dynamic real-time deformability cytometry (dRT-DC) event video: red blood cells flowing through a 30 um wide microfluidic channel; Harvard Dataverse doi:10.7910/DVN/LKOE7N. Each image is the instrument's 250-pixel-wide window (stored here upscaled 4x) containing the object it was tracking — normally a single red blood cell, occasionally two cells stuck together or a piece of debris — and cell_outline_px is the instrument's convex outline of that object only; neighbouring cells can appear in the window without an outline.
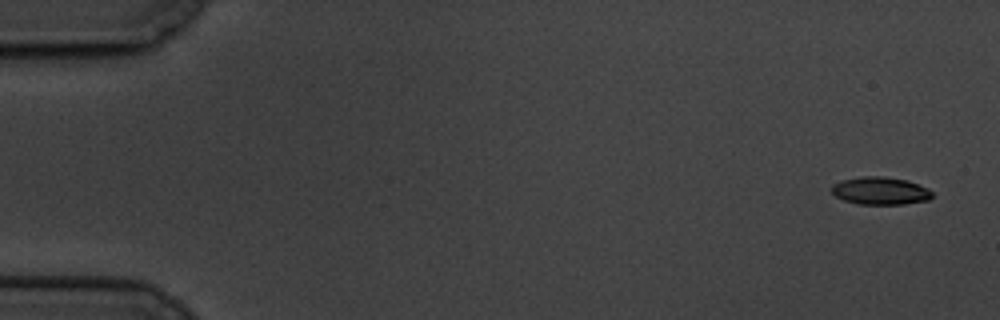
{"species": "common noctule bat (a hibernating species)", "species_latin": "Nyctalus noctula", "temperature_condition": "cold", "stored_images_in_passage": 7, "camera_frame_rate_fps": 3000, "um_per_image_px": 0.085, "animal": {"sex": "male", "body_mass_g": 19.5, "forearm_length_mm": 54.6}, "frame": {"image": 1, "passage_image": 1, "time_ms": 0.0, "image_size_px": [1000, 320], "cell_outline_px": [[932, 196], [928, 200], [904, 204], [856, 204], [844, 200], [836, 196], [832, 192], [832, 184], [840, 180], [860, 176], [884, 176], [908, 180], [928, 188], [932, 192]], "centroid_in_image_um": [74.81, 16.21], "position_along_channel_um": 10.2, "area_um2": 16.36}}
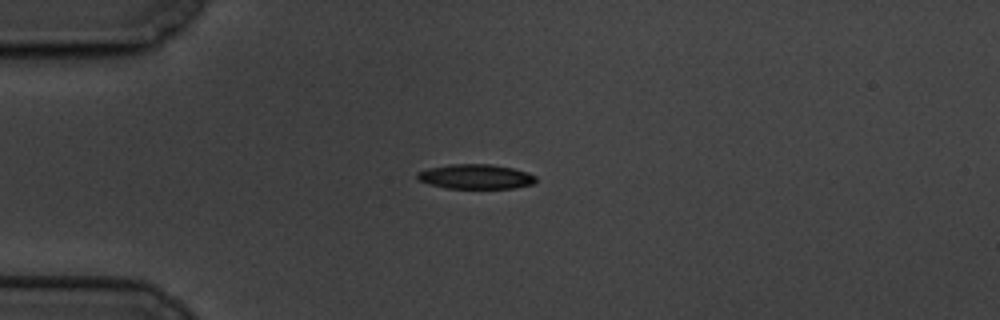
{"frame": {"image": 2, "passage_image": 5, "time_ms": 4.333, "image_size_px": [1000, 320], "cell_outline_px": [[536, 180], [532, 184], [516, 188], [448, 188], [428, 184], [420, 180], [416, 176], [416, 172], [428, 168], [448, 164], [492, 164], [512, 168], [528, 172], [536, 176]], "centroid_in_image_um": [40.43, 15.0], "position_along_channel_um": 44.6, "area_um2": 17.11}}
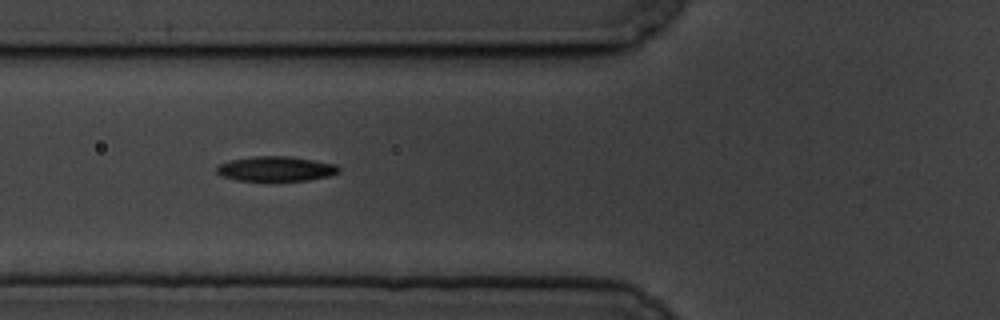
{"frame": {"image": 3, "passage_image": 7, "time_ms": 6.667, "image_size_px": [1000, 320], "cell_outline_px": [[340, 172], [332, 176], [308, 180], [236, 180], [224, 176], [216, 172], [216, 168], [220, 164], [228, 160], [256, 156], [288, 156], [336, 164], [340, 168]], "centroid_in_image_um": [23.48, 14.34], "position_along_channel_um": 102.3, "area_um2": 17.57}}